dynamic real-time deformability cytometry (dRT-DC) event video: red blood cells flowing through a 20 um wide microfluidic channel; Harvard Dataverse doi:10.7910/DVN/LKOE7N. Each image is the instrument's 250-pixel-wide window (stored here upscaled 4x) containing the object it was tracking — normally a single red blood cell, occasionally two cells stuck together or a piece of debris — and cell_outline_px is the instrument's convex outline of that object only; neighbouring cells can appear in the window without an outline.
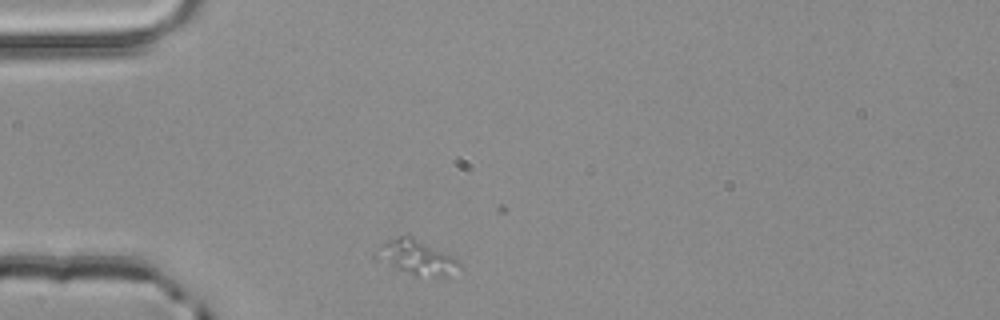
{"species": "common noctule bat (a hibernating species)", "species_latin": "Nyctalus noctula", "temperature_condition": "room temperature", "stored_images_in_passage": 4, "segment_of_instrument_passage": [2, 2], "camera_frame_rate_fps": 3000, "um_per_image_px": 0.085, "animal": {"sex": "male", "body_mass_g": 20.4}, "frame": {"image": 1, "passage_image": 4, "time_ms": 1.0, "image_size_px": [1000, 320], "cell_outline_px": [[464, 268], [448, 276], [412, 276], [372, 256], [372, 252], [380, 244], [396, 236], [412, 236], [452, 256]], "centroid_in_image_um": [35.38, 21.88], "position_along_channel_um": 49.6, "area_um2": 16.94}}